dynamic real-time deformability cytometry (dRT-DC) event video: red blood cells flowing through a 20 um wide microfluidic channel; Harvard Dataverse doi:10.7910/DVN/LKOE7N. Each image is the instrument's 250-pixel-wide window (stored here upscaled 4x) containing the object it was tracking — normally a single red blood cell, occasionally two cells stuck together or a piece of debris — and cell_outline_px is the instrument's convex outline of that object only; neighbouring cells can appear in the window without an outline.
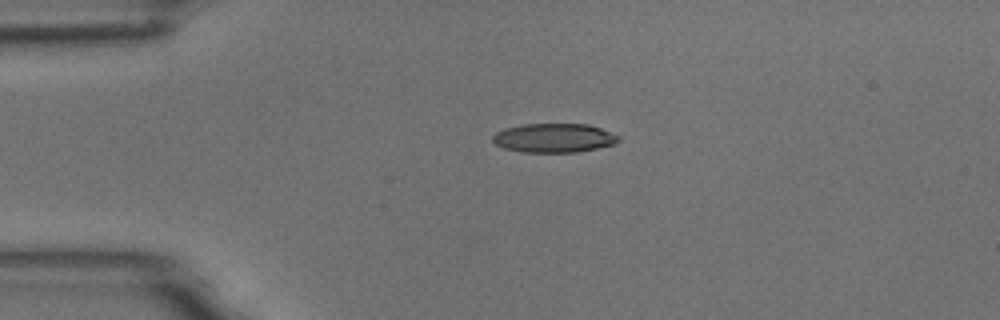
{"species": "common noctule bat (a hibernating species)", "species_latin": "Nyctalus noctula", "temperature_condition": "room temperature", "stored_images_in_passage": 44, "camera_frame_rate_fps": 3000, "um_per_image_px": 0.085, "animal": {"sex": "male", "body_mass_g": 18.8}, "frame": {"image": 1, "passage_image": 1, "time_ms": 0.0, "image_size_px": [1000, 320], "cell_outline_px": [[620, 140], [616, 144], [576, 152], [524, 152], [504, 148], [496, 144], [492, 140], [492, 136], [496, 132], [504, 128], [520, 124], [588, 124], [600, 128], [620, 136]], "centroid_in_image_um": [47.08, 11.72], "position_along_channel_um": 37.9, "area_um2": 21.33}}
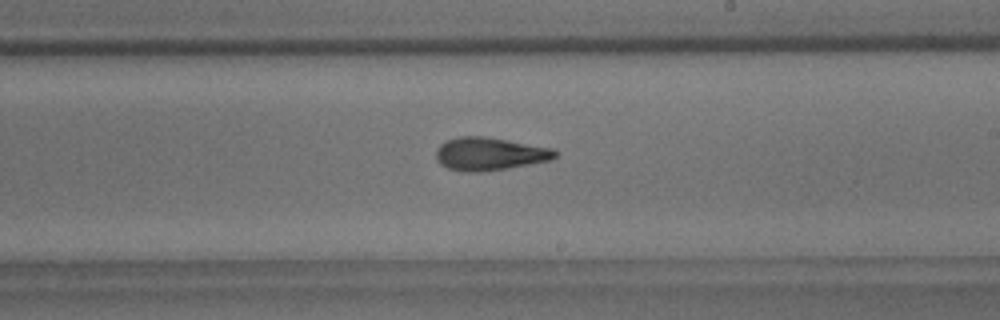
{"frame": {"image": 2, "passage_image": 21, "time_ms": 6.667, "image_size_px": [1000, 320], "cell_outline_px": [[556, 156], [548, 160], [508, 168], [480, 172], [464, 172], [448, 168], [440, 164], [436, 160], [436, 152], [440, 144], [444, 140], [460, 136], [484, 136], [552, 148], [556, 152]], "centroid_in_image_um": [41.54, 13.08], "position_along_channel_um": 247.5, "area_um2": 22.72}}
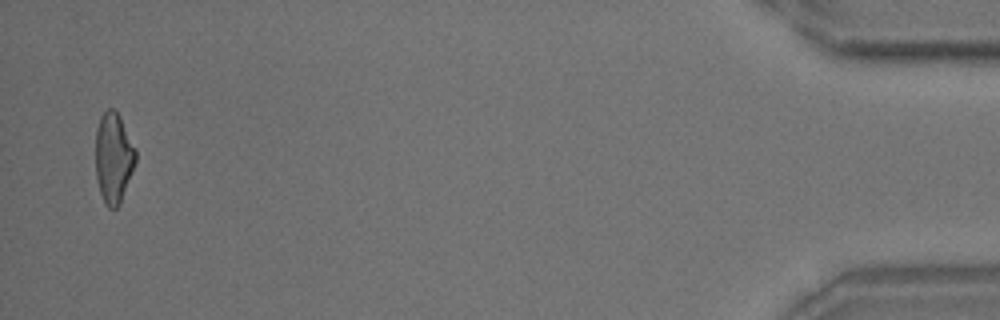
{"frame": {"image": 3, "passage_image": 43, "time_ms": 14.0, "image_size_px": [1000, 320], "cell_outline_px": [[136, 160], [120, 204], [116, 208], [108, 208], [104, 204], [100, 192], [96, 176], [96, 128], [100, 116], [108, 108], [112, 108], [120, 116], [136, 148]], "centroid_in_image_um": [9.64, 13.4], "position_along_channel_um": 425.6, "area_um2": 21.15}, "authors_computed_cell_mechanics": {"area_um2": 21.8484, "velocity_mm_per_s": 3.6106, "shape_relaxation_time_tau1_ms": 6.8464, "shape_relaxation_time_tau2_ms": 4.1496, "deformation_change_tau1": 0.1941, "deformation_change_tau2": 0.1397}}